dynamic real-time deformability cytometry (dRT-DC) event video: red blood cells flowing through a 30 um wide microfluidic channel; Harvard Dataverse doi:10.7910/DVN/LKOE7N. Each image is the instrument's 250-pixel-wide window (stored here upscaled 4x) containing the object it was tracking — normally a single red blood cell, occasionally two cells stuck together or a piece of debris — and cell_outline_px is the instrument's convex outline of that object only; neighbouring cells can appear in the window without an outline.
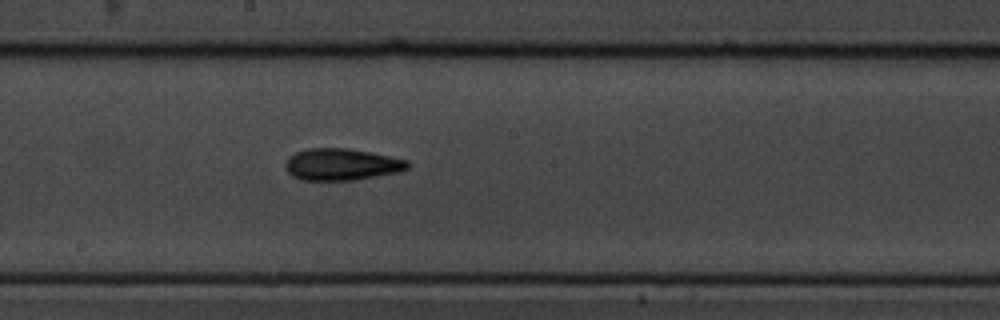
{"species": "common noctule bat (a hibernating species)", "species_latin": "Nyctalus noctula", "temperature_condition": "cold", "stored_images_in_passage": 10, "camera_frame_rate_fps": 3000, "um_per_image_px": 0.085, "animal": {"sex": "male", "body_mass_g": 19.5, "forearm_length_mm": 54.6}, "frame": {"image": 1, "passage_image": 10, "time_ms": 3.0, "image_size_px": [1000, 320], "cell_outline_px": [[408, 168], [396, 172], [352, 180], [300, 180], [292, 176], [284, 168], [284, 164], [288, 156], [296, 152], [308, 148], [348, 148], [408, 160]], "centroid_in_image_um": [28.95, 13.97], "position_along_channel_um": 219.3, "area_um2": 22.48}}